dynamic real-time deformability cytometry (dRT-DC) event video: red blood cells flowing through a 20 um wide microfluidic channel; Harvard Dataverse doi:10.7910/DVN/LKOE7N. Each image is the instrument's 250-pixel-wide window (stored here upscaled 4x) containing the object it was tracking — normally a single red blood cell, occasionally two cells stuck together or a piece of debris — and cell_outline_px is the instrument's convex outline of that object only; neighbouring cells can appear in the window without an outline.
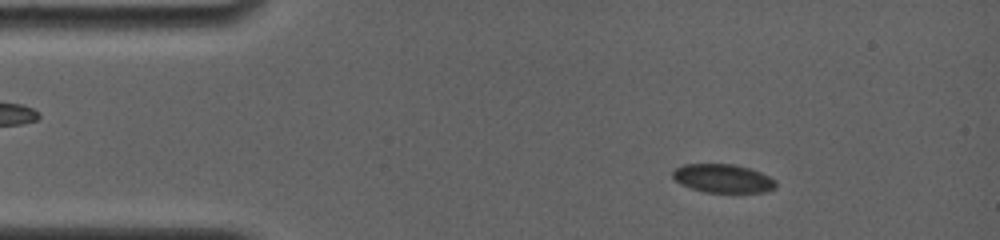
{"species": "common noctule bat (a hibernating species)", "species_latin": "Nyctalus noctula", "temperature_condition": "room temperature", "stored_images_in_passage": 17, "camera_frame_rate_fps": 4000, "um_per_image_px": 0.085, "animal": {"sex": "female", "body_mass_g": 19.0, "forearm_length_mm": 56.7}, "frame": {"image": 1, "passage_image": 5, "time_ms": 2.0, "image_size_px": [1000, 240], "cell_outline_px": [[776, 188], [768, 192], [704, 192], [680, 184], [672, 176], [672, 172], [676, 168], [684, 164], [736, 164], [760, 172], [776, 180]], "centroid_in_image_um": [61.47, 15.17], "position_along_channel_um": 23.5, "area_um2": 17.17}}
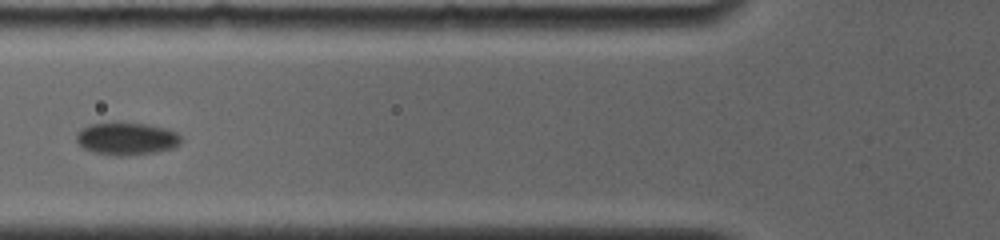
{"frame": {"image": 2, "passage_image": 12, "time_ms": 6.25, "image_size_px": [1000, 240], "cell_outline_px": [[180, 144], [172, 148], [156, 152], [124, 156], [116, 156], [96, 152], [84, 148], [76, 140], [76, 132], [80, 128], [88, 124], [144, 124], [164, 128], [176, 132], [180, 136]], "centroid_in_image_um": [10.74, 11.8], "position_along_channel_um": 115.1, "area_um2": 19.42}}
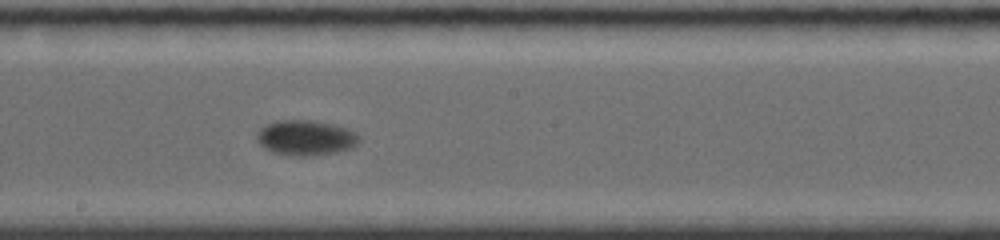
{"frame": {"image": 3, "passage_image": 17, "time_ms": 9.25, "image_size_px": [1000, 240], "cell_outline_px": [[360, 140], [352, 148], [336, 152], [312, 156], [296, 156], [276, 152], [264, 148], [256, 140], [256, 132], [260, 128], [276, 120], [308, 120], [328, 124], [344, 128], [352, 132]], "centroid_in_image_um": [25.92, 11.72], "position_along_channel_um": 222.3, "area_um2": 20.58}}